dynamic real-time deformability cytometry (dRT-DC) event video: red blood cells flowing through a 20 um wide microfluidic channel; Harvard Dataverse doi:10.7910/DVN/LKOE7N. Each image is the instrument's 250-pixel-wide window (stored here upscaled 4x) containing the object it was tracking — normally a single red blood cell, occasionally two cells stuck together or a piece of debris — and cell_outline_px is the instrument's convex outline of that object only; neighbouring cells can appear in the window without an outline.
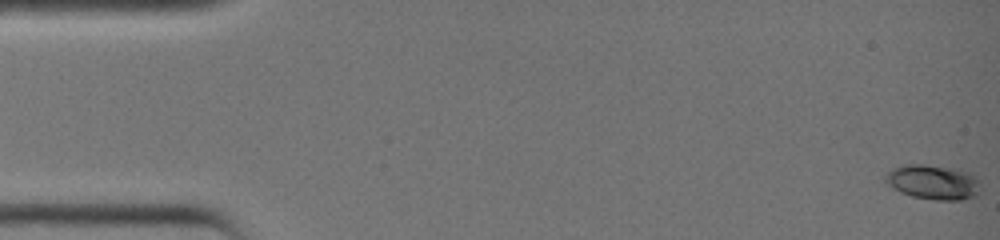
{"species": "common noctule bat (a hibernating species)", "species_latin": "Nyctalus noctula", "temperature_condition": "warm", "stored_images_in_passage": 34, "camera_frame_rate_fps": 3000, "um_per_image_px": 0.085, "animal": {"sex": "female", "body_mass_g": 19.0, "forearm_length_mm": 51.5}, "frame": {"image": 1, "passage_image": 1, "time_ms": 0.0, "image_size_px": [1000, 240], "cell_outline_px": [[980, 184], [976, 196], [960, 200], [936, 200], [912, 196], [900, 192], [892, 188], [884, 180], [884, 176], [892, 168], [904, 164], [924, 164], [960, 168], [976, 176], [980, 180]], "centroid_in_image_um": [79.32, 15.46], "position_along_channel_um": 5.7, "area_um2": 19.59}}
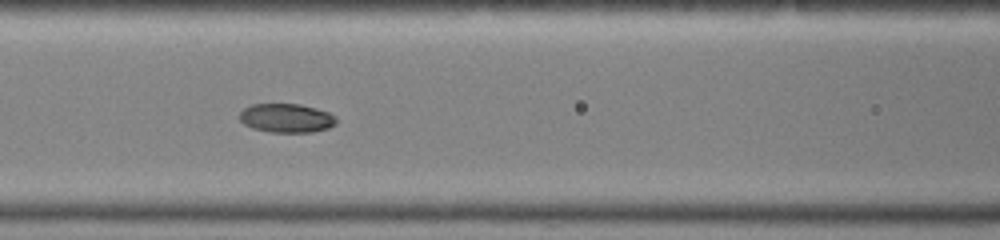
{"frame": {"image": 2, "passage_image": 18, "time_ms": 5.667, "image_size_px": [1000, 240], "cell_outline_px": [[336, 124], [328, 128], [312, 132], [272, 132], [252, 128], [244, 124], [240, 120], [240, 112], [244, 108], [252, 104], [300, 104], [316, 108], [328, 112], [336, 116]], "centroid_in_image_um": [24.36, 10.03], "position_along_channel_um": 142.2, "area_um2": 16.3}}
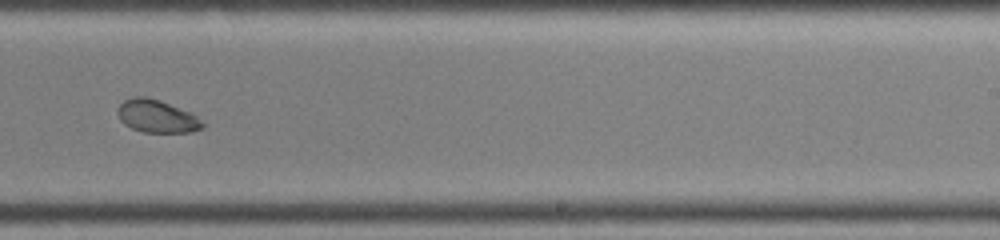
{"frame": {"image": 3, "passage_image": 26, "time_ms": 8.333, "image_size_px": [1000, 240], "cell_outline_px": [[204, 124], [200, 128], [192, 132], [144, 132], [132, 128], [124, 124], [120, 120], [116, 112], [116, 108], [124, 100], [136, 96], [144, 96], [160, 100], [192, 112], [204, 120]], "centroid_in_image_um": [13.34, 9.87], "position_along_channel_um": 275.7, "area_um2": 16.42}}